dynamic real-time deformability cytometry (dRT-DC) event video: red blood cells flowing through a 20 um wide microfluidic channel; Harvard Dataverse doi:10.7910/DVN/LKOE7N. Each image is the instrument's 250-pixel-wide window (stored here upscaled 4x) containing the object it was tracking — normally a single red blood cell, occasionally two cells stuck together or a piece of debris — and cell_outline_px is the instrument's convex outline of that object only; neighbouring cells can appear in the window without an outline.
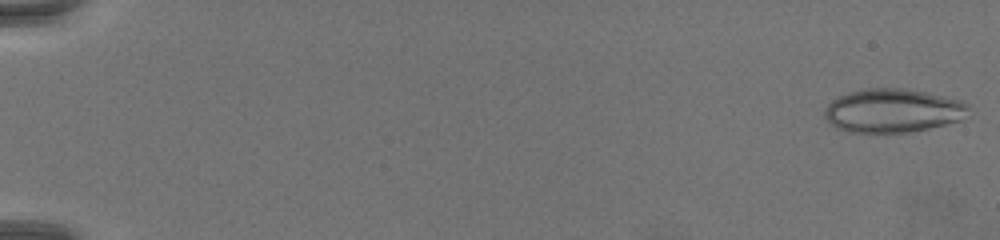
{"species": "common noctule bat (a hibernating species)", "species_latin": "Nyctalus noctula", "temperature_condition": "warm", "stored_images_in_passage": 69, "camera_frame_rate_fps": 3000, "um_per_image_px": 0.085, "animal": {"sex": "female", "body_mass_g": 19.5, "forearm_length_mm": 54.1}, "frame": {"image": 1, "passage_image": 1, "time_ms": 0.0, "image_size_px": [1000, 240], "cell_outline_px": [[968, 108], [960, 120], [928, 128], [908, 132], [848, 132], [836, 128], [828, 124], [824, 116], [824, 108], [832, 100], [848, 92], [868, 88], [904, 88], [944, 96], [960, 100], [968, 104]], "centroid_in_image_um": [75.81, 9.4], "position_along_channel_um": 9.2, "area_um2": 36.47}}